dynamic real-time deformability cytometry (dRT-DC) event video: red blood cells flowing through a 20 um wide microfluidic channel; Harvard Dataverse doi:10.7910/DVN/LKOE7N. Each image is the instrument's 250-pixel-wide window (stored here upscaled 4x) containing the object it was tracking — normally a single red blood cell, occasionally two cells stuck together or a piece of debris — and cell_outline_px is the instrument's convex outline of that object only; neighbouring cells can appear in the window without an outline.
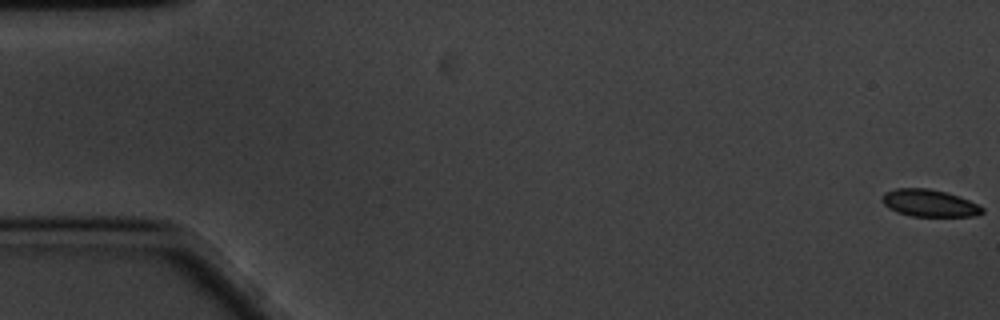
{"species": "common noctule bat (a hibernating species)", "species_latin": "Nyctalus noctula", "temperature_condition": "cold", "stored_images_in_passage": 60, "camera_frame_rate_fps": 3000, "um_per_image_px": 0.085, "animal": {"sex": "male", "body_mass_g": 20.1, "forearm_length_mm": 53.5}, "frame": {"image": 1, "passage_image": 1, "time_ms": 0.0, "image_size_px": [1000, 320], "cell_outline_px": [[984, 212], [976, 216], [912, 216], [896, 212], [888, 208], [880, 200], [880, 196], [884, 192], [896, 188], [928, 188], [960, 196], [984, 208]], "centroid_in_image_um": [78.94, 17.26], "position_along_channel_um": 6.1, "area_um2": 15.95}}
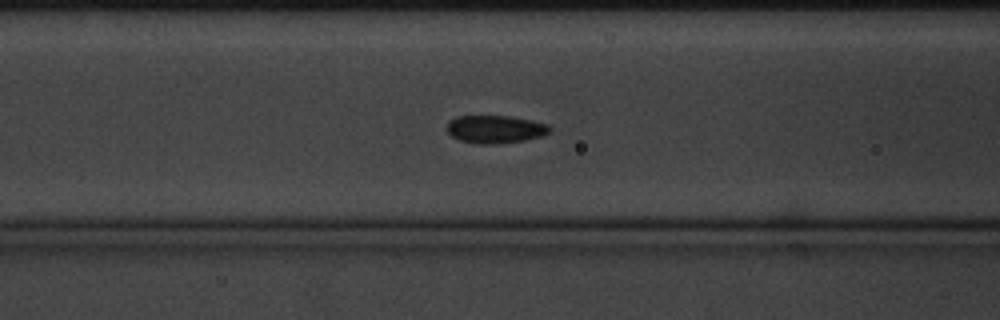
{"frame": {"image": 2, "passage_image": 24, "time_ms": 7.667, "image_size_px": [1000, 320], "cell_outline_px": [[552, 128], [544, 136], [524, 140], [492, 144], [476, 144], [460, 140], [452, 136], [448, 132], [448, 120], [456, 116], [508, 116], [532, 120], [548, 124]], "centroid_in_image_um": [42.1, 10.98], "position_along_channel_um": 124.5, "area_um2": 16.7}}
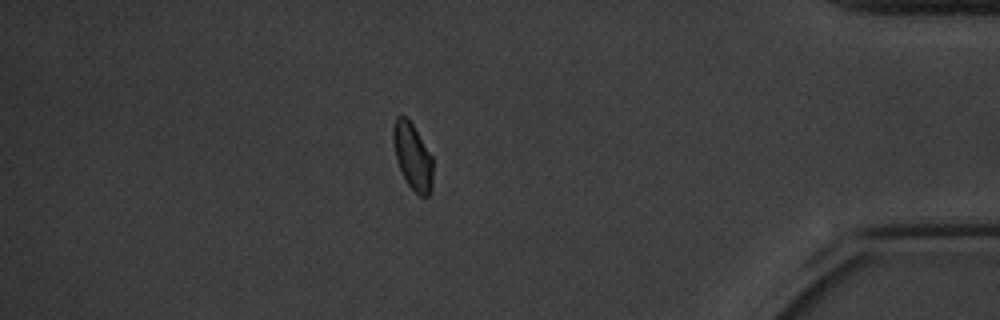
{"frame": {"image": 3, "passage_image": 52, "time_ms": 17.0, "image_size_px": [1000, 320], "cell_outline_px": [[432, 188], [428, 196], [420, 196], [408, 184], [396, 160], [392, 140], [392, 128], [396, 116], [404, 116], [412, 124], [432, 156]], "centroid_in_image_um": [35.06, 13.28], "position_along_channel_um": 400.1, "area_um2": 15.2}, "authors_computed_cell_mechanics": {"area_um2": 16.184, "velocity_mm_per_s": 3.3748, "shape_relaxation_time_tau1_ms": 1.7122, "shape_relaxation_time_tau2_ms": 4.8947, "deformation_change_tau1": 0.0734, "deformation_change_tau2": 0.0602}}